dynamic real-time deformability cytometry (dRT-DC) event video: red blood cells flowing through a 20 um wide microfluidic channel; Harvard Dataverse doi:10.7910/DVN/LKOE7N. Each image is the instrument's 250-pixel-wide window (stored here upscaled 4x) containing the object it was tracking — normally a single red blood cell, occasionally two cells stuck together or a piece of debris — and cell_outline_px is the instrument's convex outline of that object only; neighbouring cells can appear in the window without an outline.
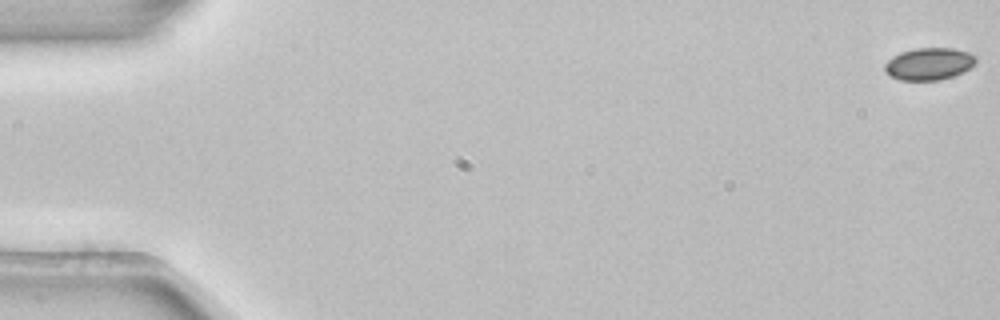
{"species": "common noctule bat (a hibernating species)", "species_latin": "Nyctalus noctula", "temperature_condition": "room temperature", "stored_images_in_passage": 55, "camera_frame_rate_fps": 3000, "um_per_image_px": 0.085, "animal": {"sex": "female", "body_mass_g": 22.7, "forearm_length_mm": 54.2}, "frame": {"image": 1, "passage_image": 1, "time_ms": 0.0, "image_size_px": [1000, 320], "cell_outline_px": [[976, 60], [964, 72], [940, 80], [900, 80], [892, 76], [884, 68], [884, 64], [892, 56], [900, 52], [916, 48], [952, 48], [968, 52], [976, 56]], "centroid_in_image_um": [78.95, 5.42], "position_along_channel_um": 6.0, "area_um2": 16.94}}
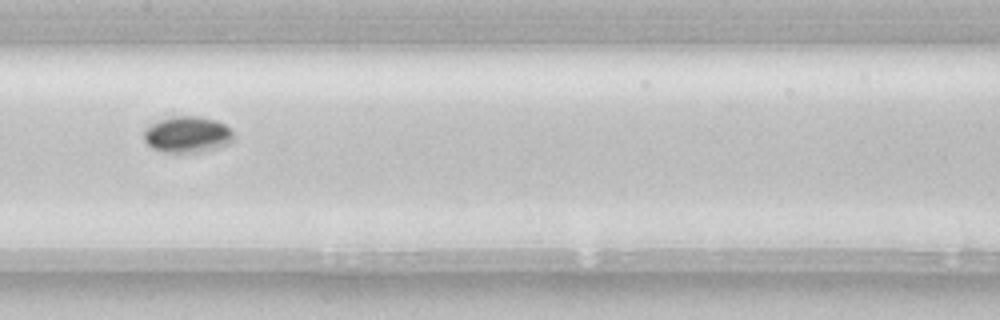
{"frame": {"image": 2, "passage_image": 28, "time_ms": 9.0, "image_size_px": [1000, 320], "cell_outline_px": [[232, 140], [228, 144], [204, 152], [160, 152], [152, 148], [144, 140], [144, 128], [160, 120], [172, 116], [200, 116], [216, 120], [224, 124], [232, 132]], "centroid_in_image_um": [15.9, 11.44], "position_along_channel_um": 191.5, "area_um2": 18.96}}
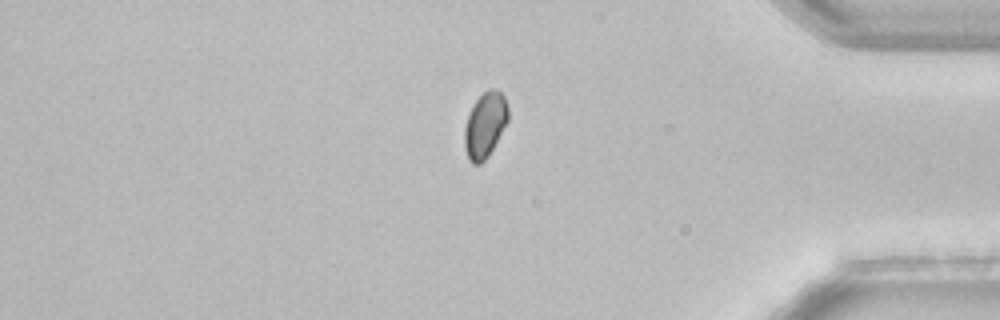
{"frame": {"image": 3, "passage_image": 46, "time_ms": 15.0, "image_size_px": [1000, 320], "cell_outline_px": [[508, 120], [488, 156], [480, 164], [472, 164], [468, 160], [464, 148], [464, 128], [472, 104], [488, 88], [492, 88], [500, 92], [504, 96], [508, 108]], "centroid_in_image_um": [41.2, 10.63], "position_along_channel_um": 394.0, "area_um2": 16.59}}